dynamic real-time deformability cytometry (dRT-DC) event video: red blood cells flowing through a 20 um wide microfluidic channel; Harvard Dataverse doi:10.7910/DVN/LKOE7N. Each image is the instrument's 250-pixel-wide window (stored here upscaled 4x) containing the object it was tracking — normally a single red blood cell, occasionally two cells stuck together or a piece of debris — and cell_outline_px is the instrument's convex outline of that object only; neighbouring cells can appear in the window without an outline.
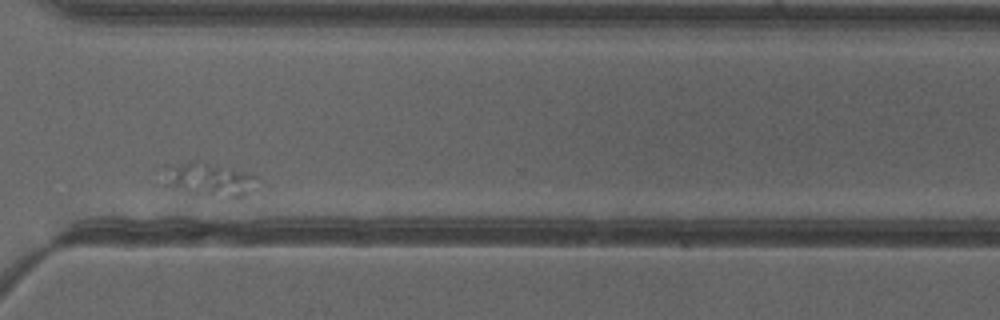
{"species": "common noctule bat (a hibernating species)", "species_latin": "Nyctalus noctula", "temperature_condition": "cold", "stored_images_in_passage": 33, "segment_of_instrument_passage": [2, 2], "camera_frame_rate_fps": 3000, "um_per_image_px": 0.085, "animal": {"sex": "female"}, "frame": {"image": 1, "passage_image": 28, "time_ms": 9.0, "image_size_px": [1000, 320], "cell_outline_px": [[256, 176], [244, 196], [240, 200], [232, 200], [196, 192], [184, 188], [176, 184], [172, 168], [188, 160], [196, 160], [244, 172]], "centroid_in_image_um": [18.08, 15.27], "position_along_channel_um": 352.5, "area_um2": 15.84}}
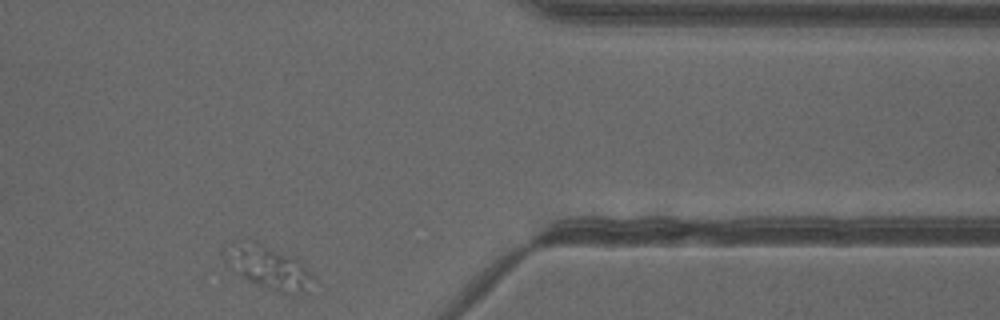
{"frame": {"image": 2, "passage_image": 33, "time_ms": 10.667, "image_size_px": [1000, 320], "cell_outline_px": [[312, 276], [296, 296], [284, 296], [248, 280], [240, 276], [224, 260], [220, 248], [224, 240], [256, 240], [296, 260], [312, 272]], "centroid_in_image_um": [22.59, 22.65], "position_along_channel_um": 388.8, "area_um2": 22.48}}